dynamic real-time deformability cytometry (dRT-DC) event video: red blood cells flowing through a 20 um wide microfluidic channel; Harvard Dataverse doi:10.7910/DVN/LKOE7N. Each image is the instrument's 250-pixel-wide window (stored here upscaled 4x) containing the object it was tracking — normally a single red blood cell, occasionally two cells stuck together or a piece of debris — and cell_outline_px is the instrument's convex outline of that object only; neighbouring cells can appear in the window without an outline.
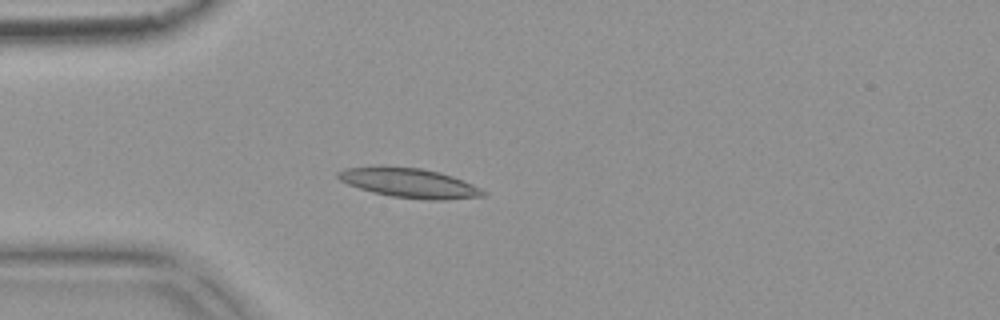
{"species": "common noctule bat (a hibernating species)", "species_latin": "Nyctalus noctula", "temperature_condition": "warm", "stored_images_in_passage": 19, "camera_frame_rate_fps": 3000, "um_per_image_px": 0.085, "animal": {"sex": "female", "body_mass_g": 18.4}, "frame": {"image": 1, "passage_image": 9, "time_ms": 2.667, "image_size_px": [1000, 320], "cell_outline_px": [[488, 192], [484, 196], [444, 200], [428, 200], [392, 196], [372, 192], [348, 184], [340, 180], [336, 176], [336, 172], [344, 168], [420, 168], [440, 172], [452, 176], [472, 184]], "centroid_in_image_um": [34.85, 15.58], "position_along_channel_um": 50.2, "area_um2": 24.28}}
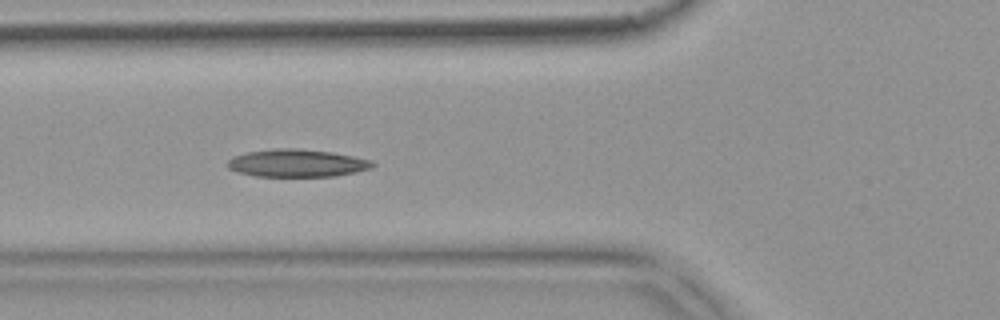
{"frame": {"image": 2, "passage_image": 14, "time_ms": 4.333, "image_size_px": [1000, 320], "cell_outline_px": [[376, 164], [372, 168], [356, 172], [336, 176], [256, 176], [240, 172], [228, 168], [228, 160], [232, 156], [248, 152], [280, 148], [296, 148], [332, 152], [372, 160]], "centroid_in_image_um": [25.28, 13.86], "position_along_channel_um": 100.5, "area_um2": 23.24}}